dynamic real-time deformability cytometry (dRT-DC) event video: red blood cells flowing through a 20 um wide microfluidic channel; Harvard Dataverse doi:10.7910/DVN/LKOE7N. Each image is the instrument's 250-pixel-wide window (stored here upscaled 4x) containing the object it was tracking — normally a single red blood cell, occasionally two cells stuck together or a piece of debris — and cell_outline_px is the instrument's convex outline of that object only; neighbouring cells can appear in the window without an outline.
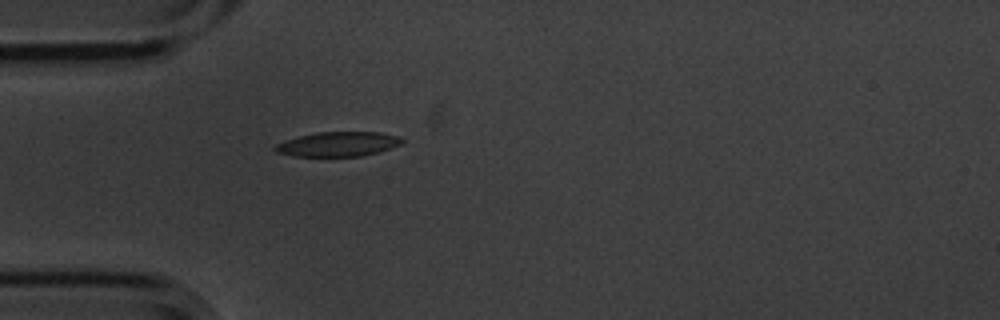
{"species": "common noctule bat (a hibernating species)", "species_latin": "Nyctalus noctula", "temperature_condition": "cold", "stored_images_in_passage": 1, "camera_frame_rate_fps": 3000, "um_per_image_px": 0.085, "animal": {"sex": "male", "body_mass_g": 20.1, "forearm_length_mm": 53.5}, "frame": {"image": 1, "passage_image": 1, "time_ms": 0.0, "image_size_px": [1000, 320], "cell_outline_px": [[404, 140], [400, 144], [380, 152], [360, 156], [292, 156], [276, 152], [272, 148], [276, 144], [300, 136], [316, 132], [380, 132], [400, 136]], "centroid_in_image_um": [28.75, 12.25], "position_along_channel_um": 56.2, "area_um2": 18.15}}